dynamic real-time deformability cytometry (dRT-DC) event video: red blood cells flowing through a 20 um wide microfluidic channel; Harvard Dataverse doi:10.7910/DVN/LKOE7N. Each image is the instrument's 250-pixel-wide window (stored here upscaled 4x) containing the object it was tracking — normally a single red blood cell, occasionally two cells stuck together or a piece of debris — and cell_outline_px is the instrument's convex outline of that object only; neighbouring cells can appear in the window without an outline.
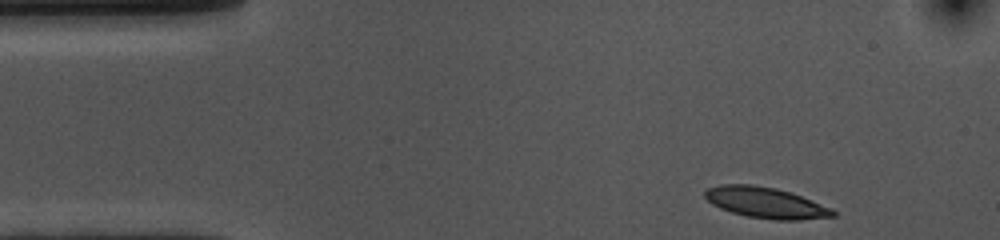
{"species": "common noctule bat (a hibernating species)", "species_latin": "Nyctalus noctula", "temperature_condition": "cold", "stored_images_in_passage": 27, "camera_frame_rate_fps": 3000, "um_per_image_px": 0.085, "animal": {"sex": "female", "body_mass_g": 10.0, "forearm_length_mm": 53.1}, "frame": {"image": 1, "passage_image": 1, "time_ms": 0.0, "image_size_px": [1000, 240], "cell_outline_px": [[836, 216], [800, 220], [776, 220], [748, 216], [732, 212], [720, 208], [712, 204], [704, 196], [704, 192], [708, 188], [720, 184], [752, 184], [776, 188], [792, 192], [832, 208], [836, 212]], "centroid_in_image_um": [65.11, 17.22], "position_along_channel_um": 19.9, "area_um2": 23.12}}
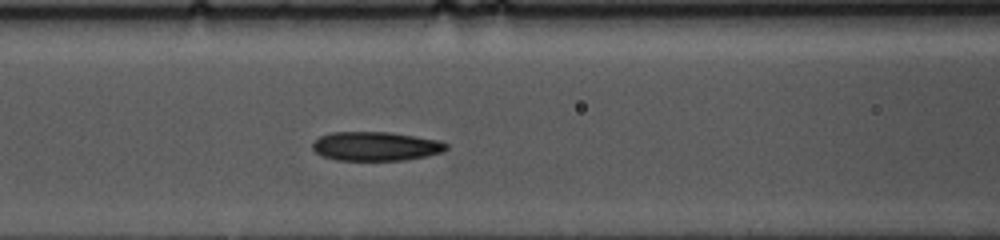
{"frame": {"image": 2, "passage_image": 16, "time_ms": 5.0, "image_size_px": [1000, 240], "cell_outline_px": [[448, 148], [444, 152], [428, 156], [404, 160], [336, 160], [324, 156], [316, 152], [312, 148], [312, 144], [320, 136], [332, 132], [388, 132], [436, 140], [448, 144]], "centroid_in_image_um": [31.95, 12.44], "position_along_channel_um": 134.7, "area_um2": 22.48}}
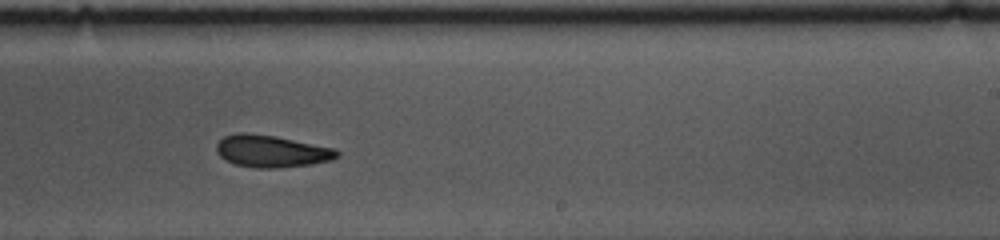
{"frame": {"image": 3, "passage_image": 27, "time_ms": 8.667, "image_size_px": [1000, 240], "cell_outline_px": [[340, 156], [332, 160], [312, 164], [276, 168], [256, 168], [236, 164], [220, 156], [216, 152], [216, 144], [224, 136], [236, 132], [244, 132], [276, 136], [336, 148], [340, 152]], "centroid_in_image_um": [23.11, 12.84], "position_along_channel_um": 265.9, "area_um2": 22.72}}